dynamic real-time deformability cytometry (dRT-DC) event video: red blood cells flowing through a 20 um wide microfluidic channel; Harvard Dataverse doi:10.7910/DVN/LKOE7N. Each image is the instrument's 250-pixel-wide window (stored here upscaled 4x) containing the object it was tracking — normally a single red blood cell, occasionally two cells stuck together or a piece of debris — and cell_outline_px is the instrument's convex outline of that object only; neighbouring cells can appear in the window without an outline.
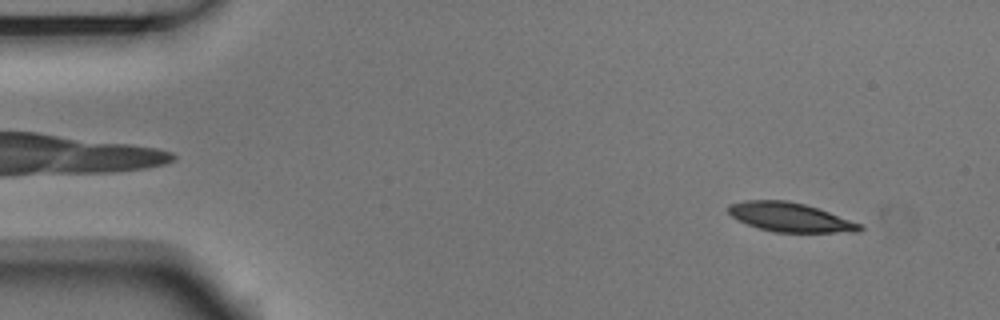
{"species": "Egyptian fruit bat (a non-hibernating species)", "species_latin": "Rousettus aegyptiacus", "temperature_condition": "room temperature", "stored_images_in_passage": 4, "camera_frame_rate_fps": 3000, "um_per_image_px": 0.085, "animal": {"sex": "male"}, "frame": {"image": 1, "passage_image": 1, "time_ms": 0.0, "image_size_px": [1000, 320], "cell_outline_px": [[864, 228], [860, 232], [776, 232], [760, 228], [748, 224], [732, 216], [728, 212], [728, 204], [744, 200], [788, 200], [804, 204], [864, 224]], "centroid_in_image_um": [67.2, 18.46], "position_along_channel_um": 17.8, "area_um2": 22.2}}
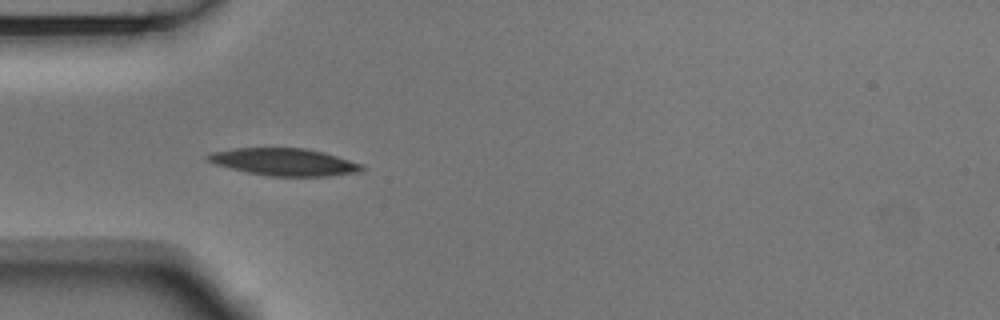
{"frame": {"image": 2, "passage_image": 4, "time_ms": 1.0, "image_size_px": [1000, 320], "cell_outline_px": [[364, 168], [360, 172], [328, 176], [268, 176], [248, 172], [216, 164], [208, 160], [204, 156], [212, 152], [236, 148], [304, 148], [324, 152], [360, 164]], "centroid_in_image_um": [24.15, 13.77], "position_along_channel_um": 60.8, "area_um2": 24.16}}